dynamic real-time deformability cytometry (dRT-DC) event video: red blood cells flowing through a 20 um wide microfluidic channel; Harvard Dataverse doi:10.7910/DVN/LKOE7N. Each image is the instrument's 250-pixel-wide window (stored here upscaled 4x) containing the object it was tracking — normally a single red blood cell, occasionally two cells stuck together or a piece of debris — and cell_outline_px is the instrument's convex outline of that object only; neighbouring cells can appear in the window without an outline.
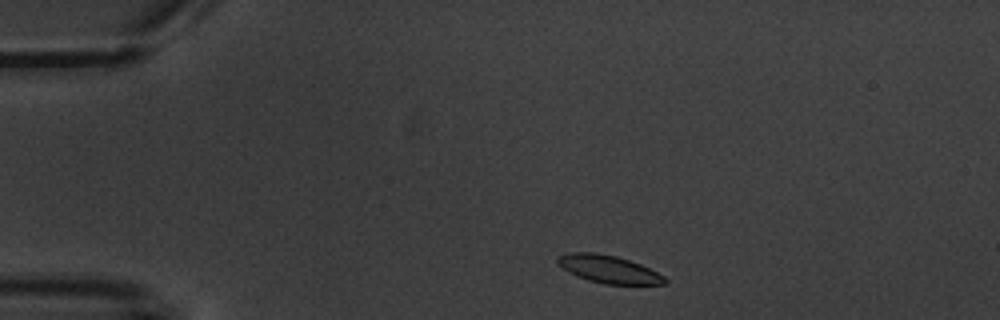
{"species": "common noctule bat (a hibernating species)", "species_latin": "Nyctalus noctula", "temperature_condition": "warm", "stored_images_in_passage": 5, "camera_frame_rate_fps": 3000, "um_per_image_px": 0.085, "animal": {"sex": "male", "body_mass_g": 20.1, "forearm_length_mm": 53.5}, "frame": {"image": 1, "passage_image": 1, "time_ms": 0.0, "image_size_px": [1000, 320], "cell_outline_px": [[668, 284], [604, 284], [588, 280], [568, 272], [556, 264], [556, 256], [568, 252], [592, 252], [616, 256], [640, 264], [664, 276], [668, 280]], "centroid_in_image_um": [51.68, 22.87], "position_along_channel_um": 33.3, "area_um2": 17.34}}
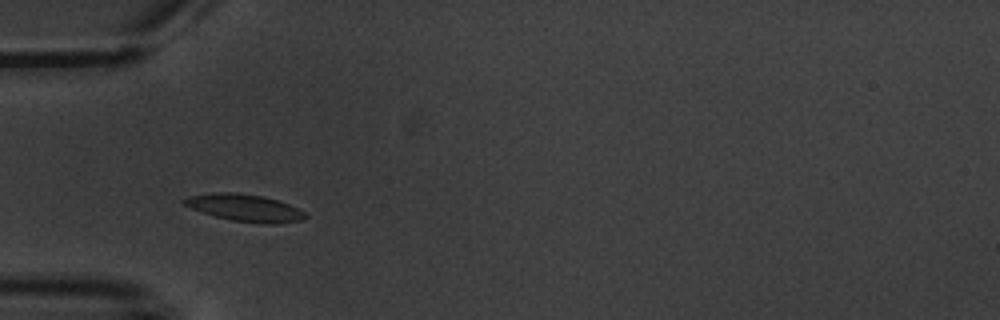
{"frame": {"image": 2, "passage_image": 3, "time_ms": 2.333, "image_size_px": [1000, 320], "cell_outline_px": [[308, 216], [300, 220], [232, 220], [216, 216], [192, 208], [184, 204], [180, 200], [188, 196], [212, 192], [236, 192], [264, 196], [288, 204], [304, 212]], "centroid_in_image_um": [20.66, 17.57], "position_along_channel_um": 64.3, "area_um2": 17.86}}
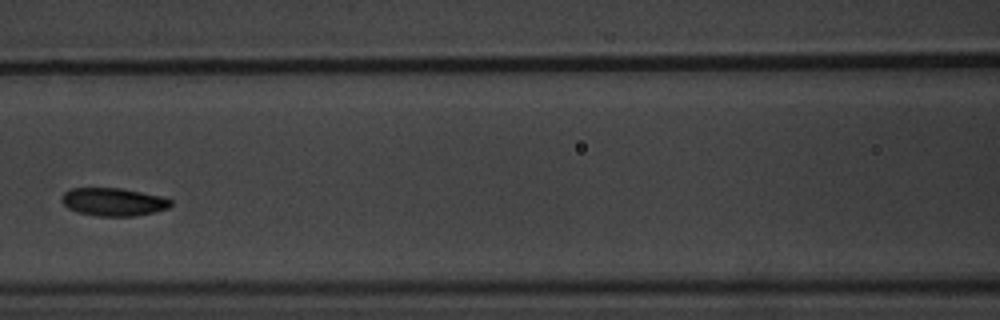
{"frame": {"image": 3, "passage_image": 5, "time_ms": 5.0, "image_size_px": [1000, 320], "cell_outline_px": [[172, 204], [168, 208], [136, 216], [96, 216], [76, 212], [68, 208], [60, 200], [64, 192], [72, 188], [120, 188], [160, 196], [172, 200]], "centroid_in_image_um": [9.6, 17.16], "position_along_channel_um": 157.0, "area_um2": 17.74}}